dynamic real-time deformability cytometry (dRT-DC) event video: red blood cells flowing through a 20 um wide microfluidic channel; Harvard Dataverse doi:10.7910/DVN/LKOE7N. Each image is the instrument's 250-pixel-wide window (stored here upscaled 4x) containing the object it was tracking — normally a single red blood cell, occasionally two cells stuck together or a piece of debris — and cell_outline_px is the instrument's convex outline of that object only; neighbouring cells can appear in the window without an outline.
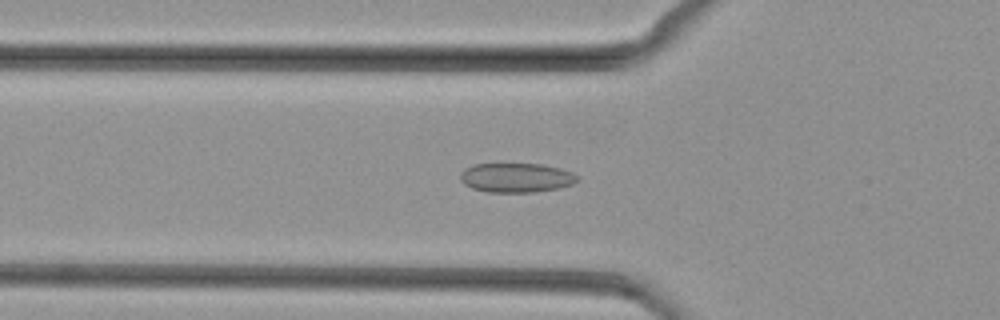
{"species": "common noctule bat (a hibernating species)", "species_latin": "Nyctalus noctula", "temperature_condition": "cold", "stored_images_in_passage": 49, "camera_frame_rate_fps": 3000, "um_per_image_px": 0.085, "animal": {"sex": "female", "body_mass_g": 29.2, "forearm_length_mm": 56.3}, "frame": {"image": 1, "passage_image": 16, "time_ms": 5.0, "image_size_px": [1000, 320], "cell_outline_px": [[580, 180], [572, 184], [560, 188], [532, 192], [488, 192], [472, 188], [464, 184], [460, 180], [460, 172], [464, 168], [472, 164], [540, 164], [560, 168], [572, 172], [580, 176]], "centroid_in_image_um": [43.89, 15.1], "position_along_channel_um": 81.9, "area_um2": 20.23}}
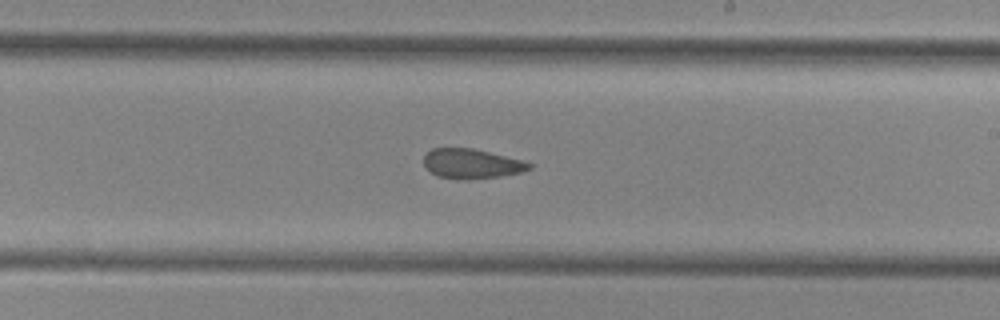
{"frame": {"image": 2, "passage_image": 28, "time_ms": 9.0, "image_size_px": [1000, 320], "cell_outline_px": [[532, 168], [520, 172], [500, 176], [468, 180], [464, 180], [436, 176], [424, 164], [424, 156], [432, 148], [472, 148], [520, 160], [532, 164]], "centroid_in_image_um": [40.06, 13.92], "position_along_channel_um": 248.9, "area_um2": 17.98}}
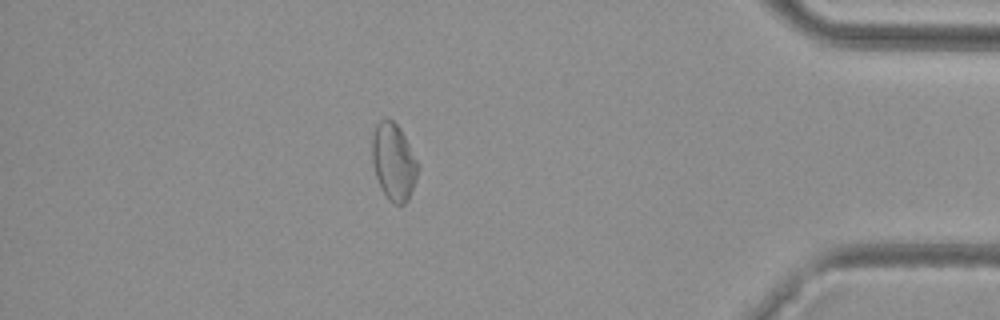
{"frame": {"image": 3, "passage_image": 42, "time_ms": 13.667, "image_size_px": [1000, 320], "cell_outline_px": [[420, 168], [408, 200], [404, 204], [392, 204], [388, 200], [380, 188], [376, 176], [372, 160], [372, 136], [376, 124], [380, 120], [392, 120], [400, 128], [420, 164]], "centroid_in_image_um": [33.47, 13.78], "position_along_channel_um": 401.7, "area_um2": 20.69}}